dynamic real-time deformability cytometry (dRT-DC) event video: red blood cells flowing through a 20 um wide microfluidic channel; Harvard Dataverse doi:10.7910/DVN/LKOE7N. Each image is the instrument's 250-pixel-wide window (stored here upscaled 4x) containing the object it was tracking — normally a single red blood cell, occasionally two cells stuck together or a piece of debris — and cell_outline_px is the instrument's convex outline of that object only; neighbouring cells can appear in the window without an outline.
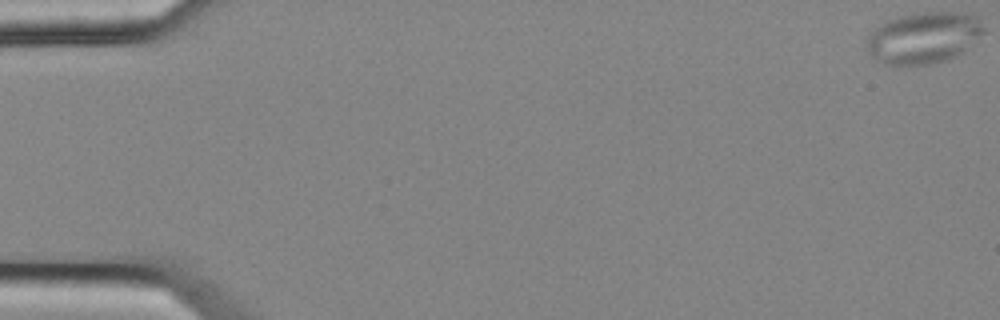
{"species": "common noctule bat (a hibernating species)", "species_latin": "Nyctalus noctula", "temperature_condition": "cold", "stored_images_in_passage": 5, "camera_frame_rate_fps": 3000, "um_per_image_px": 0.085, "animal": {"sex": "female", "body_mass_g": 25.1}, "frame": {"image": 1, "passage_image": 1, "time_ms": 0.0, "image_size_px": [1000, 320], "cell_outline_px": [[984, 32], [956, 56], [944, 60], [928, 64], [884, 64], [876, 60], [872, 56], [868, 48], [868, 36], [880, 24], [888, 20], [900, 16], [920, 12], [960, 12], [980, 16], [984, 28]], "centroid_in_image_um": [78.53, 3.18], "position_along_channel_um": 6.5, "area_um2": 34.62}}